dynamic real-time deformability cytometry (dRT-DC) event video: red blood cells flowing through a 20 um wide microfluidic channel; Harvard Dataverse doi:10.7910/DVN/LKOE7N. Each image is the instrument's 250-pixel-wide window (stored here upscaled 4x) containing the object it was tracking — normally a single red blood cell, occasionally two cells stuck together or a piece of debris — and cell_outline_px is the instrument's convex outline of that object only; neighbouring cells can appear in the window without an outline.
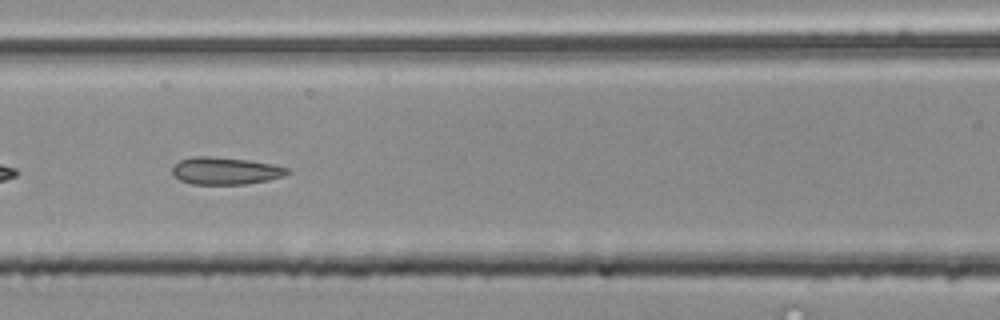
{"species": "common noctule bat (a hibernating species)", "species_latin": "Nyctalus noctula", "temperature_condition": "room temperature", "stored_images_in_passage": 55, "segment_of_instrument_passage": [2, 2], "camera_frame_rate_fps": 3000, "um_per_image_px": 0.085, "animal": {"sex": "male", "body_mass_g": 20.4}, "frame": {"image": 1, "passage_image": 25, "time_ms": 8.0, "image_size_px": [1000, 320], "cell_outline_px": [[292, 172], [284, 176], [268, 180], [244, 184], [192, 184], [180, 180], [172, 176], [172, 168], [180, 160], [192, 156], [212, 156], [248, 160], [272, 164], [288, 168]], "centroid_in_image_um": [19.15, 14.52], "position_along_channel_um": 147.4, "area_um2": 18.38}}
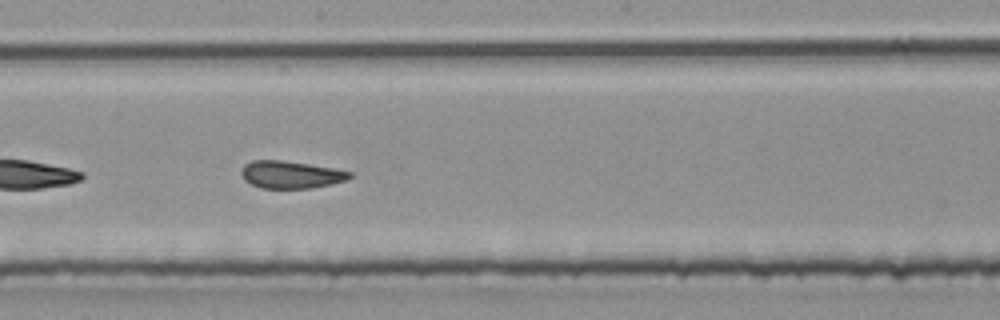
{"frame": {"image": 2, "passage_image": 31, "time_ms": 10.0, "image_size_px": [1000, 320], "cell_outline_px": [[352, 176], [348, 180], [312, 188], [260, 188], [244, 180], [240, 172], [244, 164], [252, 160], [280, 160], [308, 164], [332, 168], [352, 172]], "centroid_in_image_um": [24.7, 14.84], "position_along_channel_um": 223.5, "area_um2": 17.28}}
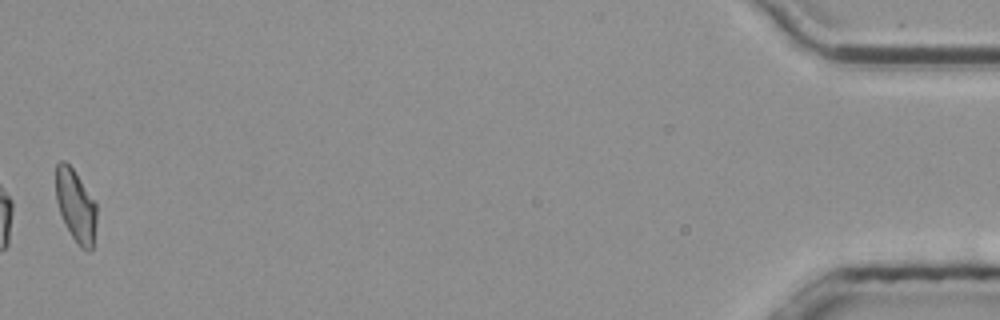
{"frame": {"image": 3, "passage_image": 55, "time_ms": 18.0, "image_size_px": [1000, 320], "cell_outline_px": [[96, 224], [92, 248], [88, 252], [80, 248], [72, 236], [60, 212], [56, 200], [56, 164], [60, 160], [64, 160], [72, 168], [96, 204]], "centroid_in_image_um": [6.43, 17.5], "position_along_channel_um": 428.8, "area_um2": 16.82}}